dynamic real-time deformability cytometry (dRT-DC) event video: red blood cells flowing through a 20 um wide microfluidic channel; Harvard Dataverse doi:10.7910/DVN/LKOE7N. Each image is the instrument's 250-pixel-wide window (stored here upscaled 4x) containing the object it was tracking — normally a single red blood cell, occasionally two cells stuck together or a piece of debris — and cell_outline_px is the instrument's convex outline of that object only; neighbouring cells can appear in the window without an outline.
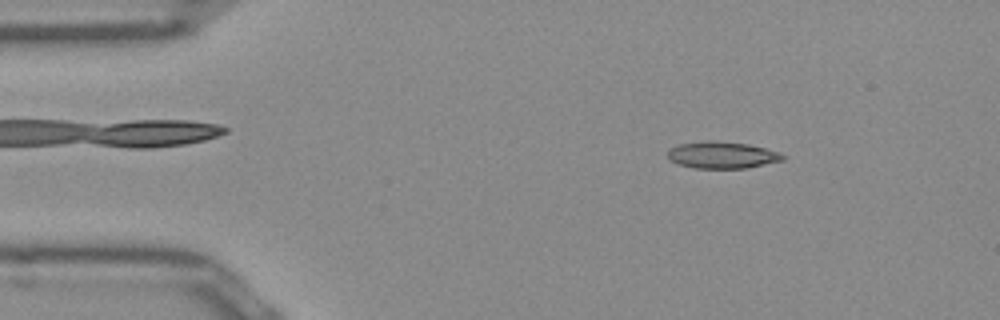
{"species": "Egyptian fruit bat (a non-hibernating species)", "species_latin": "Rousettus aegyptiacus", "temperature_condition": "room temperature", "stored_images_in_passage": 50, "camera_frame_rate_fps": 3000, "um_per_image_px": 0.085, "frame": {"image": 1, "passage_image": 6, "time_ms": 1.667, "image_size_px": [1000, 320], "cell_outline_px": [[784, 160], [748, 168], [692, 168], [680, 164], [672, 160], [668, 156], [668, 148], [680, 144], [704, 140], [712, 140], [748, 144], [780, 152], [784, 156]], "centroid_in_image_um": [61.38, 13.17], "position_along_channel_um": 23.6, "area_um2": 17.98}}
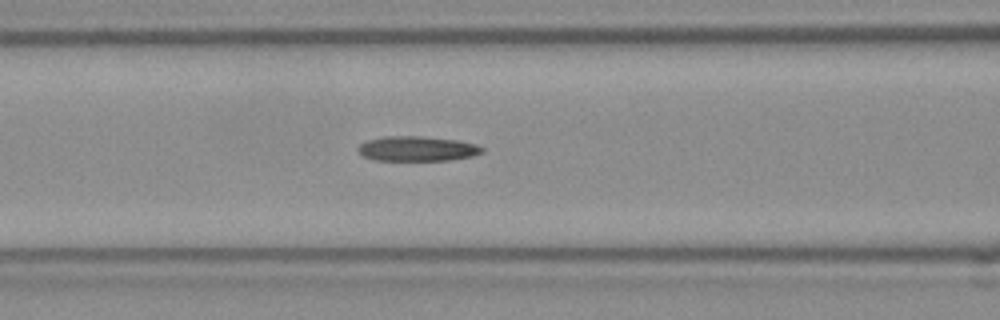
{"frame": {"image": 2, "passage_image": 19, "time_ms": 6.0, "image_size_px": [1000, 320], "cell_outline_px": [[484, 152], [472, 156], [448, 160], [376, 160], [364, 156], [356, 148], [360, 144], [368, 140], [384, 136], [420, 136], [456, 140], [476, 144], [484, 148]], "centroid_in_image_um": [35.47, 12.63], "position_along_channel_um": 131.1, "area_um2": 17.86}}
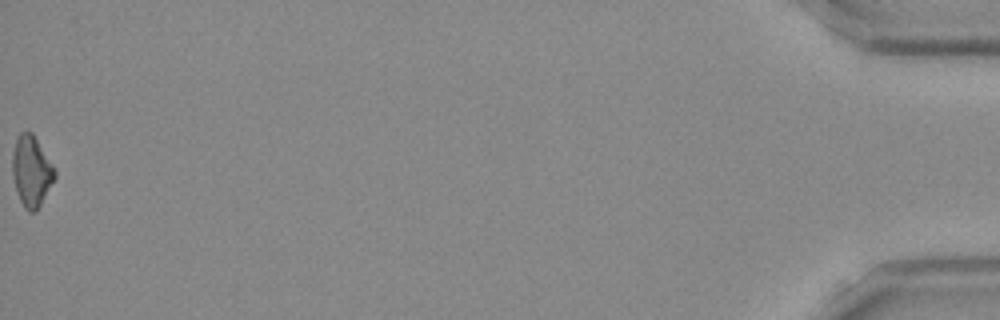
{"frame": {"image": 3, "passage_image": 50, "time_ms": 16.333, "image_size_px": [1000, 320], "cell_outline_px": [[56, 176], [36, 212], [28, 212], [24, 208], [20, 200], [12, 176], [12, 152], [16, 136], [20, 132], [32, 132], [56, 168]], "centroid_in_image_um": [2.67, 14.53], "position_along_channel_um": 432.5, "area_um2": 17.63}}